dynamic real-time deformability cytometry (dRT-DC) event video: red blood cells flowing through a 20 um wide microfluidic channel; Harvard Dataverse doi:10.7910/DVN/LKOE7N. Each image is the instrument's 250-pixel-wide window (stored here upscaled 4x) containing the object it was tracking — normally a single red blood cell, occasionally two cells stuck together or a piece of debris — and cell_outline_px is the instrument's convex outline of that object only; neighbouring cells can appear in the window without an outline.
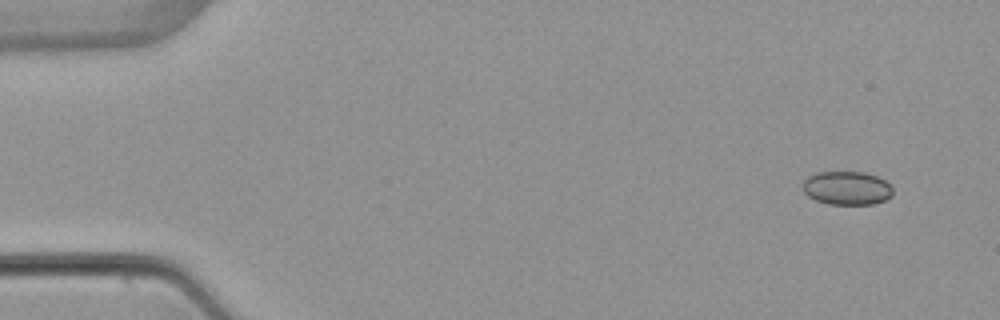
{"species": "common noctule bat (a hibernating species)", "species_latin": "Nyctalus noctula", "temperature_condition": "warm", "stored_images_in_passage": 4, "segment_of_instrument_passage": [1, 2], "camera_frame_rate_fps": 3000, "um_per_image_px": 0.085, "animal": {"sex": "female", "body_mass_g": 22.7, "forearm_length_mm": 54.2}, "frame": {"image": 1, "passage_image": 1, "time_ms": 0.0, "image_size_px": [1000, 320], "cell_outline_px": [[892, 196], [884, 200], [872, 204], [828, 204], [816, 200], [808, 196], [804, 192], [800, 184], [808, 176], [816, 172], [864, 172], [876, 176], [884, 180], [892, 188]], "centroid_in_image_um": [71.94, 15.98], "position_along_channel_um": 13.1, "area_um2": 17.69}}